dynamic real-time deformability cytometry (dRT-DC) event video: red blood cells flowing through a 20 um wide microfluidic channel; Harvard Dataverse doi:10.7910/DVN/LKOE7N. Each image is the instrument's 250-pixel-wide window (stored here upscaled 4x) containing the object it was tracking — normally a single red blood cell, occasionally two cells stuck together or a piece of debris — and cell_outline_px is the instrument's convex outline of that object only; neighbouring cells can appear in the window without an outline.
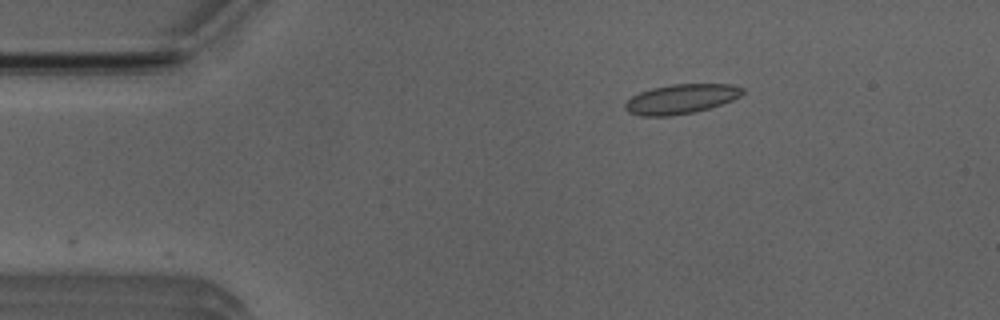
{"species": "Egyptian fruit bat (a non-hibernating species)", "species_latin": "Rousettus aegyptiacus", "temperature_condition": "room temperature", "stored_images_in_passage": 31, "camera_frame_rate_fps": 3000, "um_per_image_px": 0.085, "animal": {"sex": "male"}, "frame": {"image": 1, "passage_image": 1, "time_ms": 0.0, "image_size_px": [1000, 320], "cell_outline_px": [[744, 92], [740, 96], [732, 100], [708, 108], [692, 112], [672, 116], [640, 116], [628, 112], [624, 108], [624, 104], [632, 96], [640, 92], [652, 88], [672, 84], [732, 84], [744, 88]], "centroid_in_image_um": [57.87, 8.41], "position_along_channel_um": 27.1, "area_um2": 20.17}}
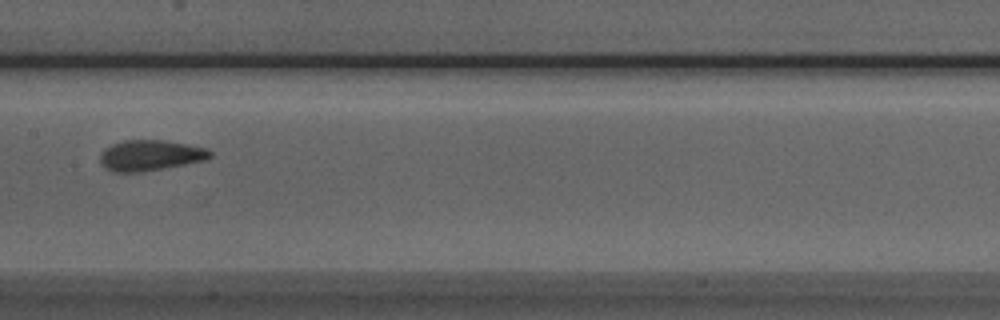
{"frame": {"image": 2, "passage_image": 18, "time_ms": 5.667, "image_size_px": [1000, 320], "cell_outline_px": [[212, 156], [204, 160], [184, 164], [140, 172], [112, 172], [104, 168], [100, 160], [100, 152], [104, 148], [112, 144], [124, 140], [164, 140], [208, 148], [212, 152]], "centroid_in_image_um": [12.74, 13.2], "position_along_channel_um": 194.7, "area_um2": 19.65}}
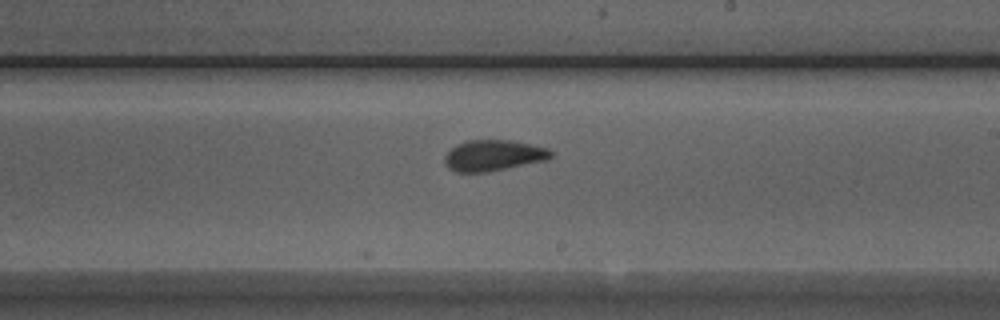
{"frame": {"image": 3, "passage_image": 22, "time_ms": 7.0, "image_size_px": [1000, 320], "cell_outline_px": [[552, 156], [548, 160], [488, 172], [456, 172], [448, 168], [444, 164], [444, 156], [456, 144], [468, 140], [512, 140], [548, 148], [552, 152]], "centroid_in_image_um": [41.93, 13.22], "position_along_channel_um": 247.1, "area_um2": 19.31}}